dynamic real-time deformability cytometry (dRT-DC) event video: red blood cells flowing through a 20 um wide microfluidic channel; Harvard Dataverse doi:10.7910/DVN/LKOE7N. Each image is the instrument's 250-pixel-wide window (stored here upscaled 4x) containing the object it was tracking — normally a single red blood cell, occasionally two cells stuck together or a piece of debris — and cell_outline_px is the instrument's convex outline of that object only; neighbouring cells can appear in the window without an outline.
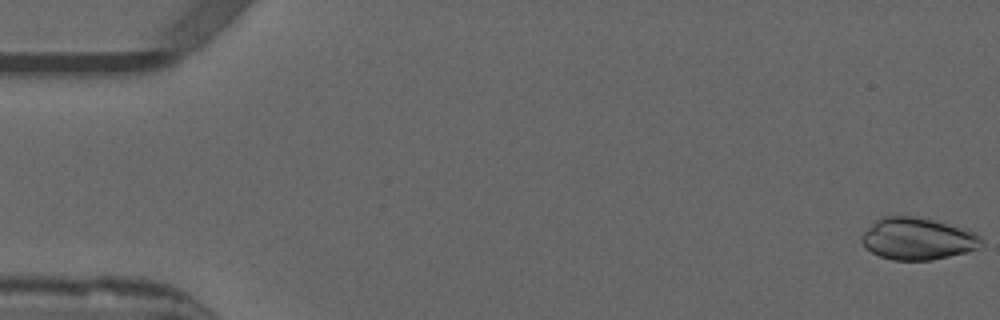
{"species": "common noctule bat (a hibernating species)", "species_latin": "Nyctalus noctula", "temperature_condition": "warm", "stored_images_in_passage": 53, "camera_frame_rate_fps": 3000, "um_per_image_px": 0.085, "animal": {"sex": "male", "forearm_length_mm": 52.5}, "frame": {"image": 1, "passage_image": 1, "time_ms": 0.0, "image_size_px": [1000, 320], "cell_outline_px": [[984, 244], [980, 248], [932, 260], [892, 260], [880, 256], [864, 248], [860, 240], [860, 236], [876, 220], [884, 216], [912, 216], [932, 220], [968, 228], [976, 232], [984, 240]], "centroid_in_image_um": [78.02, 20.29], "position_along_channel_um": 7.0, "area_um2": 29.54}}